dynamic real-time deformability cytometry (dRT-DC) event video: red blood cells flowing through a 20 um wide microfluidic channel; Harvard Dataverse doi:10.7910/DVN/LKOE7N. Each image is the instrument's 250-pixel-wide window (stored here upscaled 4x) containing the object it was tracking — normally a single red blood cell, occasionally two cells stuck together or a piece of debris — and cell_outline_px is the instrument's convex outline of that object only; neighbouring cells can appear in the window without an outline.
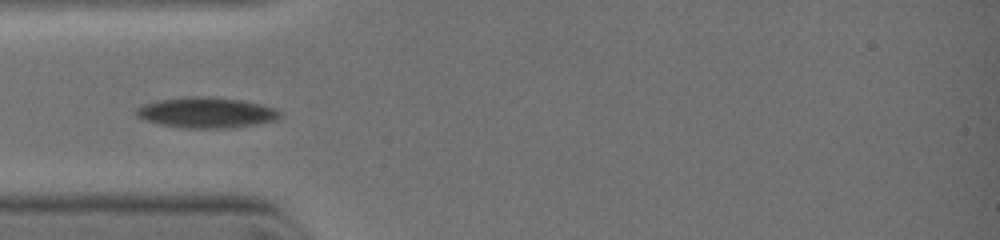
{"species": "common noctule bat (a hibernating species)", "species_latin": "Nyctalus noctula", "temperature_condition": "warm", "stored_images_in_passage": 12, "camera_frame_rate_fps": 3000, "um_per_image_px": 0.085, "animal": {"sex": "female", "body_mass_g": 19.0, "forearm_length_mm": 51.5}, "frame": {"image": 1, "passage_image": 1, "time_ms": 0.0, "image_size_px": [1000, 240], "cell_outline_px": [[280, 116], [276, 120], [256, 124], [232, 128], [184, 128], [160, 124], [144, 120], [136, 116], [136, 108], [144, 104], [156, 100], [192, 96], [212, 96], [244, 100], [276, 108], [280, 112]], "centroid_in_image_um": [17.54, 9.56], "position_along_channel_um": 67.5, "area_um2": 25.84}}
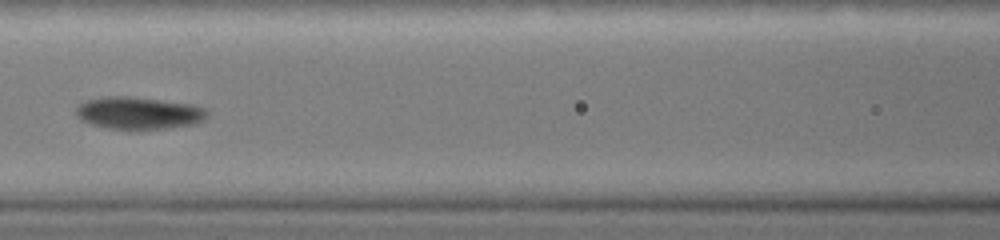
{"frame": {"image": 2, "passage_image": 8, "time_ms": 1.667, "image_size_px": [1000, 240], "cell_outline_px": [[208, 116], [204, 120], [192, 124], [164, 128], [108, 128], [92, 124], [80, 120], [76, 112], [76, 108], [80, 104], [88, 100], [112, 96], [124, 96], [192, 104], [204, 108], [208, 112]], "centroid_in_image_um": [11.8, 9.6], "position_along_channel_um": 154.8, "area_um2": 23.99}}
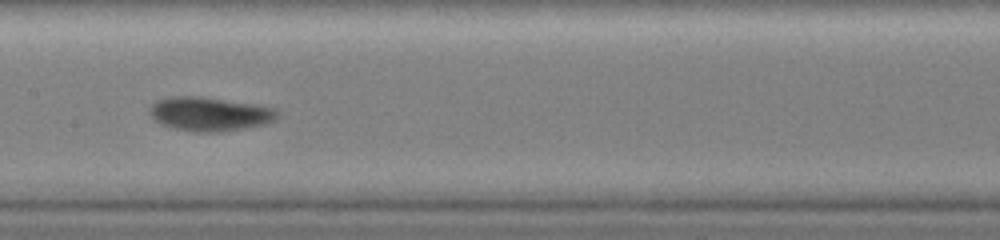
{"frame": {"image": 3, "passage_image": 11, "time_ms": 2.333, "image_size_px": [1000, 240], "cell_outline_px": [[276, 120], [264, 124], [244, 128], [220, 132], [196, 132], [176, 128], [164, 124], [156, 120], [152, 116], [152, 104], [156, 100], [172, 96], [200, 96], [256, 104], [276, 108]], "centroid_in_image_um": [17.86, 9.67], "position_along_channel_um": 189.5, "area_um2": 24.91}}